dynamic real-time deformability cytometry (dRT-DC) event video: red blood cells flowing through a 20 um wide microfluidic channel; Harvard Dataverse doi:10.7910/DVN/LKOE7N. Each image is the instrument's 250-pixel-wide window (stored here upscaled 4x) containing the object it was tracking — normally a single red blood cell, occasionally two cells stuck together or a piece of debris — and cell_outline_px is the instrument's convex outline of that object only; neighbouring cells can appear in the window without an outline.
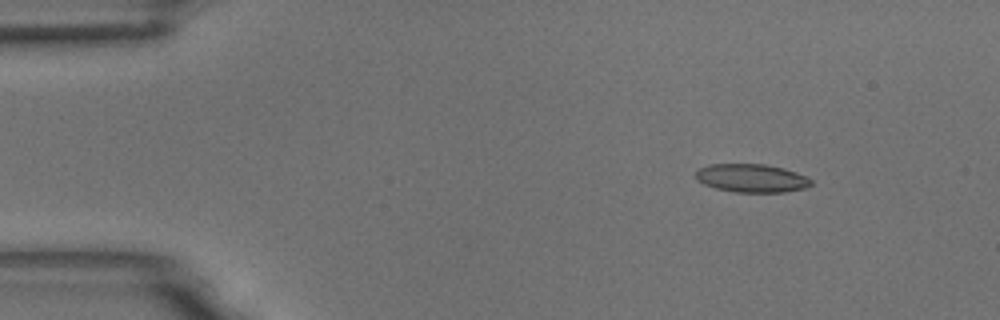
{"species": "common noctule bat (a hibernating species)", "species_latin": "Nyctalus noctula", "temperature_condition": "room temperature", "stored_images_in_passage": 6, "camera_frame_rate_fps": 3000, "um_per_image_px": 0.085, "animal": {"sex": "male", "body_mass_g": 18.8}, "frame": {"image": 1, "passage_image": 1, "time_ms": 0.0, "image_size_px": [1000, 320], "cell_outline_px": [[812, 184], [804, 188], [784, 192], [736, 192], [716, 188], [704, 184], [696, 180], [696, 172], [700, 168], [708, 164], [764, 164], [784, 168], [796, 172], [812, 180]], "centroid_in_image_um": [63.87, 15.14], "position_along_channel_um": 21.1, "area_um2": 18.96}}
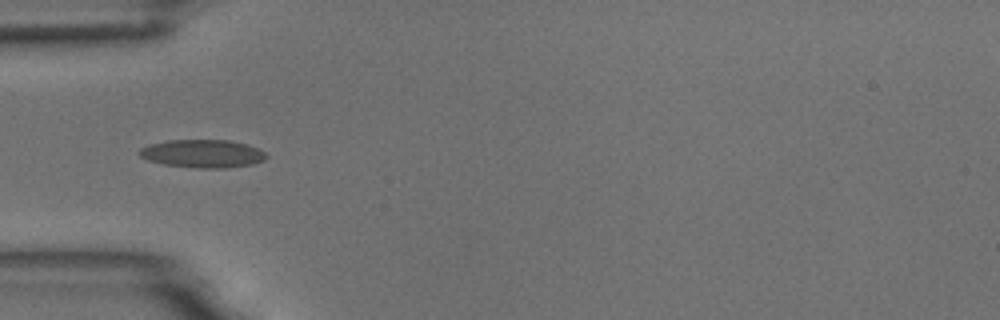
{"frame": {"image": 2, "passage_image": 4, "time_ms": 1.0, "image_size_px": [1000, 320], "cell_outline_px": [[268, 156], [264, 160], [252, 164], [228, 168], [200, 168], [164, 164], [148, 160], [140, 156], [136, 152], [140, 148], [148, 144], [168, 140], [228, 140], [248, 144], [264, 152]], "centroid_in_image_um": [17.2, 13.05], "position_along_channel_um": 67.8, "area_um2": 20.81}}